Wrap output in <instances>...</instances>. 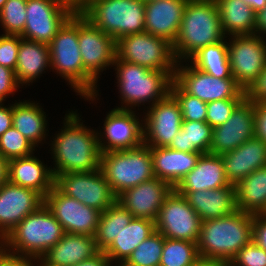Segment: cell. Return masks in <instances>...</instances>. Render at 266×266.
I'll return each instance as SVG.
<instances>
[{
	"label": "cell",
	"mask_w": 266,
	"mask_h": 266,
	"mask_svg": "<svg viewBox=\"0 0 266 266\" xmlns=\"http://www.w3.org/2000/svg\"><path fill=\"white\" fill-rule=\"evenodd\" d=\"M64 118V127L60 129L51 147V156L55 166L51 167L54 178L70 172H90L100 169L101 149L98 131L89 129L76 111H68Z\"/></svg>",
	"instance_id": "cell-1"
},
{
	"label": "cell",
	"mask_w": 266,
	"mask_h": 266,
	"mask_svg": "<svg viewBox=\"0 0 266 266\" xmlns=\"http://www.w3.org/2000/svg\"><path fill=\"white\" fill-rule=\"evenodd\" d=\"M214 0H188L173 45L178 62L188 61L201 48L225 39Z\"/></svg>",
	"instance_id": "cell-2"
},
{
	"label": "cell",
	"mask_w": 266,
	"mask_h": 266,
	"mask_svg": "<svg viewBox=\"0 0 266 266\" xmlns=\"http://www.w3.org/2000/svg\"><path fill=\"white\" fill-rule=\"evenodd\" d=\"M64 234L61 224L43 204L27 215L1 242L6 255L30 260L41 258Z\"/></svg>",
	"instance_id": "cell-3"
},
{
	"label": "cell",
	"mask_w": 266,
	"mask_h": 266,
	"mask_svg": "<svg viewBox=\"0 0 266 266\" xmlns=\"http://www.w3.org/2000/svg\"><path fill=\"white\" fill-rule=\"evenodd\" d=\"M48 46L50 70L63 77L84 100L95 101L98 82L84 70L78 44V13L64 23Z\"/></svg>",
	"instance_id": "cell-4"
},
{
	"label": "cell",
	"mask_w": 266,
	"mask_h": 266,
	"mask_svg": "<svg viewBox=\"0 0 266 266\" xmlns=\"http://www.w3.org/2000/svg\"><path fill=\"white\" fill-rule=\"evenodd\" d=\"M252 218L253 214L236 210L225 217L202 221L197 242L199 257L230 262L252 241Z\"/></svg>",
	"instance_id": "cell-5"
},
{
	"label": "cell",
	"mask_w": 266,
	"mask_h": 266,
	"mask_svg": "<svg viewBox=\"0 0 266 266\" xmlns=\"http://www.w3.org/2000/svg\"><path fill=\"white\" fill-rule=\"evenodd\" d=\"M113 67L117 71V87L122 101L121 107L116 109L132 110L133 106L139 107L146 102L152 106L171 93L175 72L150 70L120 59H115Z\"/></svg>",
	"instance_id": "cell-6"
},
{
	"label": "cell",
	"mask_w": 266,
	"mask_h": 266,
	"mask_svg": "<svg viewBox=\"0 0 266 266\" xmlns=\"http://www.w3.org/2000/svg\"><path fill=\"white\" fill-rule=\"evenodd\" d=\"M100 169L116 197L155 177L151 150L144 143L132 149L102 152Z\"/></svg>",
	"instance_id": "cell-7"
},
{
	"label": "cell",
	"mask_w": 266,
	"mask_h": 266,
	"mask_svg": "<svg viewBox=\"0 0 266 266\" xmlns=\"http://www.w3.org/2000/svg\"><path fill=\"white\" fill-rule=\"evenodd\" d=\"M82 15L115 41L145 32L143 0H99L91 4Z\"/></svg>",
	"instance_id": "cell-8"
},
{
	"label": "cell",
	"mask_w": 266,
	"mask_h": 266,
	"mask_svg": "<svg viewBox=\"0 0 266 266\" xmlns=\"http://www.w3.org/2000/svg\"><path fill=\"white\" fill-rule=\"evenodd\" d=\"M116 59L166 72H175L178 63L173 45L147 32L119 38L116 41Z\"/></svg>",
	"instance_id": "cell-9"
},
{
	"label": "cell",
	"mask_w": 266,
	"mask_h": 266,
	"mask_svg": "<svg viewBox=\"0 0 266 266\" xmlns=\"http://www.w3.org/2000/svg\"><path fill=\"white\" fill-rule=\"evenodd\" d=\"M228 39V61L232 76L246 91L265 69L266 39L257 34L230 36Z\"/></svg>",
	"instance_id": "cell-10"
},
{
	"label": "cell",
	"mask_w": 266,
	"mask_h": 266,
	"mask_svg": "<svg viewBox=\"0 0 266 266\" xmlns=\"http://www.w3.org/2000/svg\"><path fill=\"white\" fill-rule=\"evenodd\" d=\"M178 62L174 82L185 92L206 103L223 99H244L245 91L234 78H218L194 67L189 61ZM182 64V65H181ZM188 65V66H187Z\"/></svg>",
	"instance_id": "cell-11"
},
{
	"label": "cell",
	"mask_w": 266,
	"mask_h": 266,
	"mask_svg": "<svg viewBox=\"0 0 266 266\" xmlns=\"http://www.w3.org/2000/svg\"><path fill=\"white\" fill-rule=\"evenodd\" d=\"M201 222L187 199L173 189L165 198L155 225L156 231L164 238L197 243Z\"/></svg>",
	"instance_id": "cell-12"
},
{
	"label": "cell",
	"mask_w": 266,
	"mask_h": 266,
	"mask_svg": "<svg viewBox=\"0 0 266 266\" xmlns=\"http://www.w3.org/2000/svg\"><path fill=\"white\" fill-rule=\"evenodd\" d=\"M54 185L65 195L100 212H104L117 198L101 169L57 175Z\"/></svg>",
	"instance_id": "cell-13"
},
{
	"label": "cell",
	"mask_w": 266,
	"mask_h": 266,
	"mask_svg": "<svg viewBox=\"0 0 266 266\" xmlns=\"http://www.w3.org/2000/svg\"><path fill=\"white\" fill-rule=\"evenodd\" d=\"M44 204L65 233L95 236L101 212L62 193L55 185L44 197Z\"/></svg>",
	"instance_id": "cell-14"
},
{
	"label": "cell",
	"mask_w": 266,
	"mask_h": 266,
	"mask_svg": "<svg viewBox=\"0 0 266 266\" xmlns=\"http://www.w3.org/2000/svg\"><path fill=\"white\" fill-rule=\"evenodd\" d=\"M78 44L84 70L97 82L100 72L113 67L116 41L78 13Z\"/></svg>",
	"instance_id": "cell-15"
},
{
	"label": "cell",
	"mask_w": 266,
	"mask_h": 266,
	"mask_svg": "<svg viewBox=\"0 0 266 266\" xmlns=\"http://www.w3.org/2000/svg\"><path fill=\"white\" fill-rule=\"evenodd\" d=\"M143 123V142L149 147H168L182 127L181 107L170 93L166 98L149 106Z\"/></svg>",
	"instance_id": "cell-16"
},
{
	"label": "cell",
	"mask_w": 266,
	"mask_h": 266,
	"mask_svg": "<svg viewBox=\"0 0 266 266\" xmlns=\"http://www.w3.org/2000/svg\"><path fill=\"white\" fill-rule=\"evenodd\" d=\"M74 13L54 0H27L23 39L49 44Z\"/></svg>",
	"instance_id": "cell-17"
},
{
	"label": "cell",
	"mask_w": 266,
	"mask_h": 266,
	"mask_svg": "<svg viewBox=\"0 0 266 266\" xmlns=\"http://www.w3.org/2000/svg\"><path fill=\"white\" fill-rule=\"evenodd\" d=\"M254 136L255 103L245 97L224 124L213 128L209 153L221 156Z\"/></svg>",
	"instance_id": "cell-18"
},
{
	"label": "cell",
	"mask_w": 266,
	"mask_h": 266,
	"mask_svg": "<svg viewBox=\"0 0 266 266\" xmlns=\"http://www.w3.org/2000/svg\"><path fill=\"white\" fill-rule=\"evenodd\" d=\"M135 112L114 108L106 114L104 132H98L101 152L132 149L144 143L143 122Z\"/></svg>",
	"instance_id": "cell-19"
},
{
	"label": "cell",
	"mask_w": 266,
	"mask_h": 266,
	"mask_svg": "<svg viewBox=\"0 0 266 266\" xmlns=\"http://www.w3.org/2000/svg\"><path fill=\"white\" fill-rule=\"evenodd\" d=\"M43 204L44 198L38 192L5 182L0 187V241Z\"/></svg>",
	"instance_id": "cell-20"
},
{
	"label": "cell",
	"mask_w": 266,
	"mask_h": 266,
	"mask_svg": "<svg viewBox=\"0 0 266 266\" xmlns=\"http://www.w3.org/2000/svg\"><path fill=\"white\" fill-rule=\"evenodd\" d=\"M174 188L166 181L154 177L119 194L116 201L134 218L156 221L165 198Z\"/></svg>",
	"instance_id": "cell-21"
},
{
	"label": "cell",
	"mask_w": 266,
	"mask_h": 266,
	"mask_svg": "<svg viewBox=\"0 0 266 266\" xmlns=\"http://www.w3.org/2000/svg\"><path fill=\"white\" fill-rule=\"evenodd\" d=\"M188 0L145 3V32L175 42Z\"/></svg>",
	"instance_id": "cell-22"
},
{
	"label": "cell",
	"mask_w": 266,
	"mask_h": 266,
	"mask_svg": "<svg viewBox=\"0 0 266 266\" xmlns=\"http://www.w3.org/2000/svg\"><path fill=\"white\" fill-rule=\"evenodd\" d=\"M221 157L229 183L236 185L253 171L266 166V143L254 136Z\"/></svg>",
	"instance_id": "cell-23"
},
{
	"label": "cell",
	"mask_w": 266,
	"mask_h": 266,
	"mask_svg": "<svg viewBox=\"0 0 266 266\" xmlns=\"http://www.w3.org/2000/svg\"><path fill=\"white\" fill-rule=\"evenodd\" d=\"M232 185L225 175L222 157L216 154L202 153L196 166L174 187L176 192H195L212 190Z\"/></svg>",
	"instance_id": "cell-24"
},
{
	"label": "cell",
	"mask_w": 266,
	"mask_h": 266,
	"mask_svg": "<svg viewBox=\"0 0 266 266\" xmlns=\"http://www.w3.org/2000/svg\"><path fill=\"white\" fill-rule=\"evenodd\" d=\"M8 181L32 189L44 198L53 188L55 178L51 168L33 153L8 161Z\"/></svg>",
	"instance_id": "cell-25"
},
{
	"label": "cell",
	"mask_w": 266,
	"mask_h": 266,
	"mask_svg": "<svg viewBox=\"0 0 266 266\" xmlns=\"http://www.w3.org/2000/svg\"><path fill=\"white\" fill-rule=\"evenodd\" d=\"M183 195L201 221L231 215L237 210L235 185L195 192H177Z\"/></svg>",
	"instance_id": "cell-26"
},
{
	"label": "cell",
	"mask_w": 266,
	"mask_h": 266,
	"mask_svg": "<svg viewBox=\"0 0 266 266\" xmlns=\"http://www.w3.org/2000/svg\"><path fill=\"white\" fill-rule=\"evenodd\" d=\"M153 173L160 180L168 182L173 188L195 166L201 152H183L168 147H150Z\"/></svg>",
	"instance_id": "cell-27"
},
{
	"label": "cell",
	"mask_w": 266,
	"mask_h": 266,
	"mask_svg": "<svg viewBox=\"0 0 266 266\" xmlns=\"http://www.w3.org/2000/svg\"><path fill=\"white\" fill-rule=\"evenodd\" d=\"M99 252L94 236L65 233L41 259L50 266H74Z\"/></svg>",
	"instance_id": "cell-28"
},
{
	"label": "cell",
	"mask_w": 266,
	"mask_h": 266,
	"mask_svg": "<svg viewBox=\"0 0 266 266\" xmlns=\"http://www.w3.org/2000/svg\"><path fill=\"white\" fill-rule=\"evenodd\" d=\"M155 232L154 221L133 218L103 252L110 259L111 264L117 266L124 263L137 246Z\"/></svg>",
	"instance_id": "cell-29"
},
{
	"label": "cell",
	"mask_w": 266,
	"mask_h": 266,
	"mask_svg": "<svg viewBox=\"0 0 266 266\" xmlns=\"http://www.w3.org/2000/svg\"><path fill=\"white\" fill-rule=\"evenodd\" d=\"M48 67H51L48 44L26 40L20 36V47L15 69L19 85H30V82L32 84Z\"/></svg>",
	"instance_id": "cell-30"
},
{
	"label": "cell",
	"mask_w": 266,
	"mask_h": 266,
	"mask_svg": "<svg viewBox=\"0 0 266 266\" xmlns=\"http://www.w3.org/2000/svg\"><path fill=\"white\" fill-rule=\"evenodd\" d=\"M29 100L13 104L12 126L22 133L35 147L44 140L48 134L46 114L41 105Z\"/></svg>",
	"instance_id": "cell-31"
},
{
	"label": "cell",
	"mask_w": 266,
	"mask_h": 266,
	"mask_svg": "<svg viewBox=\"0 0 266 266\" xmlns=\"http://www.w3.org/2000/svg\"><path fill=\"white\" fill-rule=\"evenodd\" d=\"M214 1L219 11L222 32L226 38L255 34L256 13L248 4L243 0Z\"/></svg>",
	"instance_id": "cell-32"
},
{
	"label": "cell",
	"mask_w": 266,
	"mask_h": 266,
	"mask_svg": "<svg viewBox=\"0 0 266 266\" xmlns=\"http://www.w3.org/2000/svg\"><path fill=\"white\" fill-rule=\"evenodd\" d=\"M237 210L266 213V166L253 171L235 185Z\"/></svg>",
	"instance_id": "cell-33"
},
{
	"label": "cell",
	"mask_w": 266,
	"mask_h": 266,
	"mask_svg": "<svg viewBox=\"0 0 266 266\" xmlns=\"http://www.w3.org/2000/svg\"><path fill=\"white\" fill-rule=\"evenodd\" d=\"M213 128L207 122L183 120L168 148L183 152L209 153Z\"/></svg>",
	"instance_id": "cell-34"
},
{
	"label": "cell",
	"mask_w": 266,
	"mask_h": 266,
	"mask_svg": "<svg viewBox=\"0 0 266 266\" xmlns=\"http://www.w3.org/2000/svg\"><path fill=\"white\" fill-rule=\"evenodd\" d=\"M227 40L225 38L223 41L201 48L188 61L213 77L233 78L228 61Z\"/></svg>",
	"instance_id": "cell-35"
},
{
	"label": "cell",
	"mask_w": 266,
	"mask_h": 266,
	"mask_svg": "<svg viewBox=\"0 0 266 266\" xmlns=\"http://www.w3.org/2000/svg\"><path fill=\"white\" fill-rule=\"evenodd\" d=\"M133 218V215L117 201L101 212L94 236L98 249L104 251Z\"/></svg>",
	"instance_id": "cell-36"
},
{
	"label": "cell",
	"mask_w": 266,
	"mask_h": 266,
	"mask_svg": "<svg viewBox=\"0 0 266 266\" xmlns=\"http://www.w3.org/2000/svg\"><path fill=\"white\" fill-rule=\"evenodd\" d=\"M199 258L197 243L165 238L159 266H193Z\"/></svg>",
	"instance_id": "cell-37"
},
{
	"label": "cell",
	"mask_w": 266,
	"mask_h": 266,
	"mask_svg": "<svg viewBox=\"0 0 266 266\" xmlns=\"http://www.w3.org/2000/svg\"><path fill=\"white\" fill-rule=\"evenodd\" d=\"M164 242L165 238L156 231L141 242L123 264L125 266H159Z\"/></svg>",
	"instance_id": "cell-38"
},
{
	"label": "cell",
	"mask_w": 266,
	"mask_h": 266,
	"mask_svg": "<svg viewBox=\"0 0 266 266\" xmlns=\"http://www.w3.org/2000/svg\"><path fill=\"white\" fill-rule=\"evenodd\" d=\"M27 0H7L0 10V25L5 34L21 35L26 23Z\"/></svg>",
	"instance_id": "cell-39"
},
{
	"label": "cell",
	"mask_w": 266,
	"mask_h": 266,
	"mask_svg": "<svg viewBox=\"0 0 266 266\" xmlns=\"http://www.w3.org/2000/svg\"><path fill=\"white\" fill-rule=\"evenodd\" d=\"M35 146L13 126L0 136V154L7 160L33 154Z\"/></svg>",
	"instance_id": "cell-40"
},
{
	"label": "cell",
	"mask_w": 266,
	"mask_h": 266,
	"mask_svg": "<svg viewBox=\"0 0 266 266\" xmlns=\"http://www.w3.org/2000/svg\"><path fill=\"white\" fill-rule=\"evenodd\" d=\"M171 94L180 104L183 120L206 122V102L185 93L174 81L171 85Z\"/></svg>",
	"instance_id": "cell-41"
},
{
	"label": "cell",
	"mask_w": 266,
	"mask_h": 266,
	"mask_svg": "<svg viewBox=\"0 0 266 266\" xmlns=\"http://www.w3.org/2000/svg\"><path fill=\"white\" fill-rule=\"evenodd\" d=\"M243 99L214 100L207 103L206 122L212 127L224 124L231 116L235 107Z\"/></svg>",
	"instance_id": "cell-42"
},
{
	"label": "cell",
	"mask_w": 266,
	"mask_h": 266,
	"mask_svg": "<svg viewBox=\"0 0 266 266\" xmlns=\"http://www.w3.org/2000/svg\"><path fill=\"white\" fill-rule=\"evenodd\" d=\"M229 266H266V251L251 241L232 258Z\"/></svg>",
	"instance_id": "cell-43"
},
{
	"label": "cell",
	"mask_w": 266,
	"mask_h": 266,
	"mask_svg": "<svg viewBox=\"0 0 266 266\" xmlns=\"http://www.w3.org/2000/svg\"><path fill=\"white\" fill-rule=\"evenodd\" d=\"M20 47V35L0 36V65L15 71Z\"/></svg>",
	"instance_id": "cell-44"
},
{
	"label": "cell",
	"mask_w": 266,
	"mask_h": 266,
	"mask_svg": "<svg viewBox=\"0 0 266 266\" xmlns=\"http://www.w3.org/2000/svg\"><path fill=\"white\" fill-rule=\"evenodd\" d=\"M20 85L16 79L15 71L0 65V102L14 95Z\"/></svg>",
	"instance_id": "cell-45"
},
{
	"label": "cell",
	"mask_w": 266,
	"mask_h": 266,
	"mask_svg": "<svg viewBox=\"0 0 266 266\" xmlns=\"http://www.w3.org/2000/svg\"><path fill=\"white\" fill-rule=\"evenodd\" d=\"M245 97L254 103L266 102V66L251 86L245 91Z\"/></svg>",
	"instance_id": "cell-46"
},
{
	"label": "cell",
	"mask_w": 266,
	"mask_h": 266,
	"mask_svg": "<svg viewBox=\"0 0 266 266\" xmlns=\"http://www.w3.org/2000/svg\"><path fill=\"white\" fill-rule=\"evenodd\" d=\"M252 241L266 251V213L253 214Z\"/></svg>",
	"instance_id": "cell-47"
},
{
	"label": "cell",
	"mask_w": 266,
	"mask_h": 266,
	"mask_svg": "<svg viewBox=\"0 0 266 266\" xmlns=\"http://www.w3.org/2000/svg\"><path fill=\"white\" fill-rule=\"evenodd\" d=\"M255 136L266 143V102L255 103Z\"/></svg>",
	"instance_id": "cell-48"
},
{
	"label": "cell",
	"mask_w": 266,
	"mask_h": 266,
	"mask_svg": "<svg viewBox=\"0 0 266 266\" xmlns=\"http://www.w3.org/2000/svg\"><path fill=\"white\" fill-rule=\"evenodd\" d=\"M3 104L4 102H0V136L12 127L13 104L9 106Z\"/></svg>",
	"instance_id": "cell-49"
},
{
	"label": "cell",
	"mask_w": 266,
	"mask_h": 266,
	"mask_svg": "<svg viewBox=\"0 0 266 266\" xmlns=\"http://www.w3.org/2000/svg\"><path fill=\"white\" fill-rule=\"evenodd\" d=\"M74 266H114L111 264L110 259L103 251H100L94 257L81 261Z\"/></svg>",
	"instance_id": "cell-50"
},
{
	"label": "cell",
	"mask_w": 266,
	"mask_h": 266,
	"mask_svg": "<svg viewBox=\"0 0 266 266\" xmlns=\"http://www.w3.org/2000/svg\"><path fill=\"white\" fill-rule=\"evenodd\" d=\"M255 34L260 36H265L266 34V6L256 13Z\"/></svg>",
	"instance_id": "cell-51"
},
{
	"label": "cell",
	"mask_w": 266,
	"mask_h": 266,
	"mask_svg": "<svg viewBox=\"0 0 266 266\" xmlns=\"http://www.w3.org/2000/svg\"><path fill=\"white\" fill-rule=\"evenodd\" d=\"M0 266H32V259L25 260L5 255L0 260Z\"/></svg>",
	"instance_id": "cell-52"
},
{
	"label": "cell",
	"mask_w": 266,
	"mask_h": 266,
	"mask_svg": "<svg viewBox=\"0 0 266 266\" xmlns=\"http://www.w3.org/2000/svg\"><path fill=\"white\" fill-rule=\"evenodd\" d=\"M193 266H229V262L220 259L199 258Z\"/></svg>",
	"instance_id": "cell-53"
},
{
	"label": "cell",
	"mask_w": 266,
	"mask_h": 266,
	"mask_svg": "<svg viewBox=\"0 0 266 266\" xmlns=\"http://www.w3.org/2000/svg\"><path fill=\"white\" fill-rule=\"evenodd\" d=\"M8 181V161L0 154V187Z\"/></svg>",
	"instance_id": "cell-54"
},
{
	"label": "cell",
	"mask_w": 266,
	"mask_h": 266,
	"mask_svg": "<svg viewBox=\"0 0 266 266\" xmlns=\"http://www.w3.org/2000/svg\"><path fill=\"white\" fill-rule=\"evenodd\" d=\"M69 8L73 13H79V0H54Z\"/></svg>",
	"instance_id": "cell-55"
},
{
	"label": "cell",
	"mask_w": 266,
	"mask_h": 266,
	"mask_svg": "<svg viewBox=\"0 0 266 266\" xmlns=\"http://www.w3.org/2000/svg\"><path fill=\"white\" fill-rule=\"evenodd\" d=\"M248 4L255 13L262 10L266 6V0H243Z\"/></svg>",
	"instance_id": "cell-56"
},
{
	"label": "cell",
	"mask_w": 266,
	"mask_h": 266,
	"mask_svg": "<svg viewBox=\"0 0 266 266\" xmlns=\"http://www.w3.org/2000/svg\"><path fill=\"white\" fill-rule=\"evenodd\" d=\"M99 0H79V14H82L91 4Z\"/></svg>",
	"instance_id": "cell-57"
},
{
	"label": "cell",
	"mask_w": 266,
	"mask_h": 266,
	"mask_svg": "<svg viewBox=\"0 0 266 266\" xmlns=\"http://www.w3.org/2000/svg\"><path fill=\"white\" fill-rule=\"evenodd\" d=\"M33 262H34V264H33ZM36 264H37V266H50L46 262H44L41 258L32 259V266H36Z\"/></svg>",
	"instance_id": "cell-58"
},
{
	"label": "cell",
	"mask_w": 266,
	"mask_h": 266,
	"mask_svg": "<svg viewBox=\"0 0 266 266\" xmlns=\"http://www.w3.org/2000/svg\"><path fill=\"white\" fill-rule=\"evenodd\" d=\"M6 255L3 249L2 242L0 241V260Z\"/></svg>",
	"instance_id": "cell-59"
},
{
	"label": "cell",
	"mask_w": 266,
	"mask_h": 266,
	"mask_svg": "<svg viewBox=\"0 0 266 266\" xmlns=\"http://www.w3.org/2000/svg\"><path fill=\"white\" fill-rule=\"evenodd\" d=\"M6 1H7V0H0V10H1L2 7L4 6V4H5Z\"/></svg>",
	"instance_id": "cell-60"
},
{
	"label": "cell",
	"mask_w": 266,
	"mask_h": 266,
	"mask_svg": "<svg viewBox=\"0 0 266 266\" xmlns=\"http://www.w3.org/2000/svg\"><path fill=\"white\" fill-rule=\"evenodd\" d=\"M145 3L151 2V1H157V0H143Z\"/></svg>",
	"instance_id": "cell-61"
}]
</instances>
